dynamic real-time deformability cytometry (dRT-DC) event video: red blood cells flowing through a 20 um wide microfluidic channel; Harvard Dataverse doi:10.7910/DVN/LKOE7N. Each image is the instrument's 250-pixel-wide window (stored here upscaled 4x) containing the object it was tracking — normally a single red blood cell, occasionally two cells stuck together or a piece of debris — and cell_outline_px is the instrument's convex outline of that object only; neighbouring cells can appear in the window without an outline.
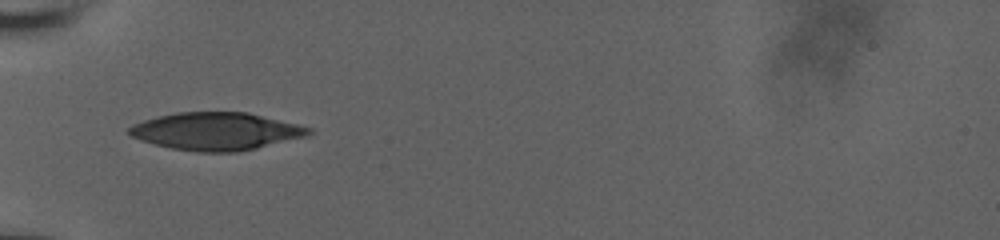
{"species": "human", "species_latin": "Homo sapiens", "temperature_condition": "room temperature", "stored_images_in_passage": 36, "camera_frame_rate_fps": 3000, "um_per_image_px": 0.085, "donor": {"sex": "male"}, "frame": {"image": 1, "passage_image": 1, "time_ms": 0.0, "image_size_px": [1000, 240], "cell_outline_px": [[312, 132], [308, 136], [236, 152], [196, 152], [172, 148], [140, 140], [132, 136], [128, 132], [128, 128], [132, 124], [144, 120], [176, 112], [248, 112], [312, 128]], "centroid_in_image_um": [18.36, 11.15], "position_along_channel_um": 66.6, "area_um2": 39.07}}
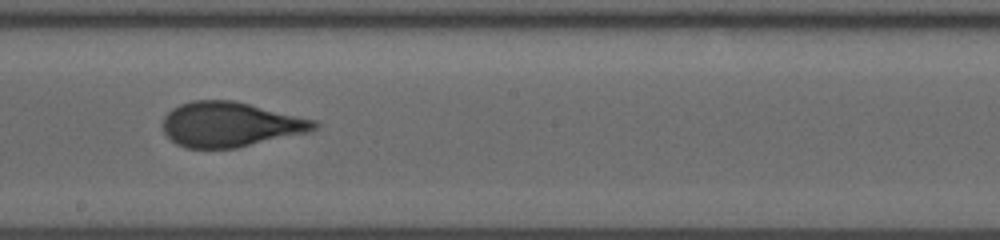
{"frame": {"image": 2, "passage_image": 14, "time_ms": 4.333, "image_size_px": [1000, 240], "cell_outline_px": [[320, 124], [316, 128], [308, 132], [236, 148], [184, 148], [176, 144], [164, 132], [164, 116], [172, 108], [180, 104], [192, 100], [232, 100], [316, 120]], "centroid_in_image_um": [19.56, 10.58], "position_along_channel_um": 228.6, "area_um2": 39.36}}
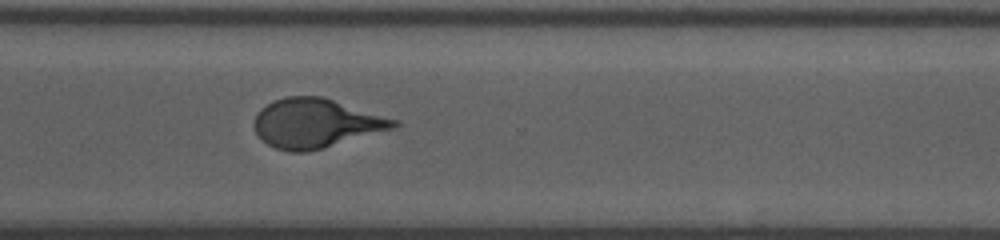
{"frame": {"image": 3, "passage_image": 23, "time_ms": 7.333, "image_size_px": [1000, 240], "cell_outline_px": [[400, 128], [324, 148], [308, 152], [288, 152], [276, 148], [268, 144], [256, 132], [256, 112], [260, 108], [272, 100], [284, 96], [320, 96], [400, 120]], "centroid_in_image_um": [26.93, 10.48], "position_along_channel_um": 343.7, "area_um2": 40.4}, "authors_computed_cell_mechanics": {"area_um2": 39.3907, "velocity_mm_per_s": 3.8446, "shape_relaxation_time_tau1_ms": 7.3375, "shape_relaxation_time_tau2_ms": 0.845, "deformation_change_tau1": 0.2255, "deformation_change_tau2": 0.0627}}